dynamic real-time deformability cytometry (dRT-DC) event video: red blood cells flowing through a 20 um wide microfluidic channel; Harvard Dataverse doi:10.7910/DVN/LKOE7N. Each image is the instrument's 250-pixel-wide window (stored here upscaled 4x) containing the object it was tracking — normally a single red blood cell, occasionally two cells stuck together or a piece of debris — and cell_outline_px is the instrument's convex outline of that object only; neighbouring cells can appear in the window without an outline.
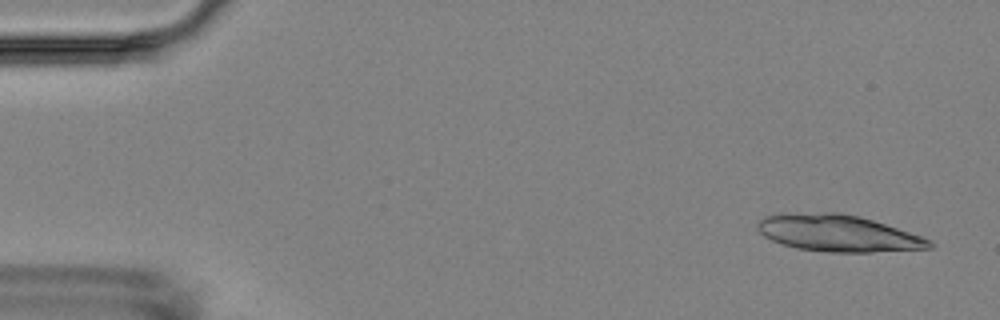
{"species": "Egyptian fruit bat (a non-hibernating species)", "species_latin": "Rousettus aegyptiacus", "temperature_condition": "room temperature", "stored_images_in_passage": 4, "camera_frame_rate_fps": 3000, "um_per_image_px": 0.085, "animal": {"sex": "female"}, "frame": {"image": 1, "passage_image": 1, "time_ms": 0.0, "image_size_px": [1000, 320], "cell_outline_px": [[932, 248], [872, 252], [828, 252], [796, 248], [772, 240], [764, 236], [756, 228], [756, 224], [764, 216], [780, 212], [840, 212], [860, 216], [932, 240]], "centroid_in_image_um": [71.16, 19.8], "position_along_channel_um": 13.8, "area_um2": 36.88}}